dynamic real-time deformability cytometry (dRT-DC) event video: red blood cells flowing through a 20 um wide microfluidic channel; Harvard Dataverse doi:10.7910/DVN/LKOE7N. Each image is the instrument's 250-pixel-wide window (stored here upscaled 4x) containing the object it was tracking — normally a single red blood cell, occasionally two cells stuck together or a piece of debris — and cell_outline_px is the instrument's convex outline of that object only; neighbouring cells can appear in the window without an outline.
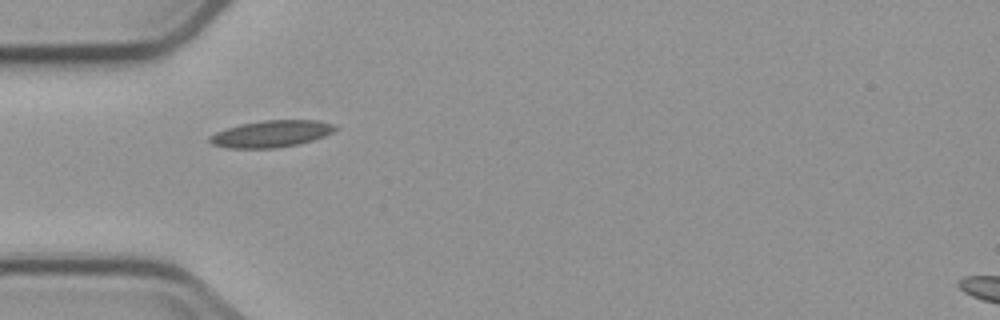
{"species": "common noctule bat (a hibernating species)", "species_latin": "Nyctalus noctula", "temperature_condition": "cold", "stored_images_in_passage": 2, "camera_frame_rate_fps": 3000, "um_per_image_px": 0.085, "animal": {"sex": "male", "body_mass_g": 23.1, "forearm_length_mm": 52.7}, "frame": {"image": 1, "passage_image": 1, "time_ms": 0.0, "image_size_px": [1000, 320], "cell_outline_px": [[340, 128], [324, 136], [300, 144], [276, 148], [224, 148], [212, 144], [208, 140], [208, 136], [216, 132], [240, 124], [264, 120], [316, 120], [336, 124]], "centroid_in_image_um": [23.07, 11.37], "position_along_channel_um": 61.9, "area_um2": 19.77}}
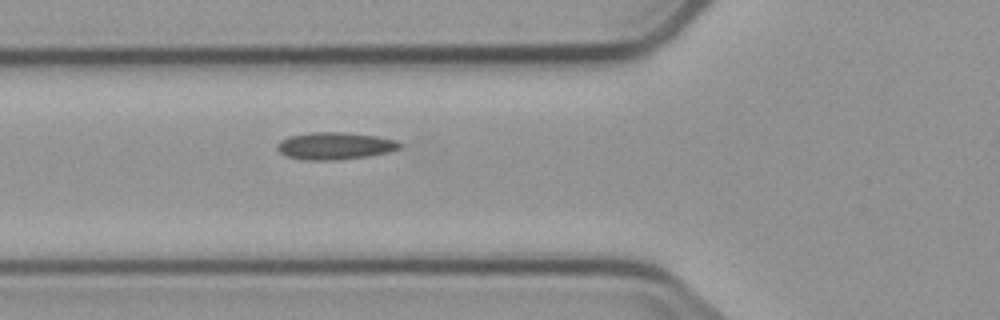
{"frame": {"image": 2, "passage_image": 2, "time_ms": 1.0, "image_size_px": [1000, 320], "cell_outline_px": [[404, 148], [388, 152], [368, 156], [336, 160], [304, 160], [288, 156], [280, 152], [276, 148], [276, 144], [280, 140], [288, 136], [308, 132], [344, 132], [376, 136], [396, 140], [404, 144]], "centroid_in_image_um": [28.49, 12.39], "position_along_channel_um": 97.3, "area_um2": 19.71}}